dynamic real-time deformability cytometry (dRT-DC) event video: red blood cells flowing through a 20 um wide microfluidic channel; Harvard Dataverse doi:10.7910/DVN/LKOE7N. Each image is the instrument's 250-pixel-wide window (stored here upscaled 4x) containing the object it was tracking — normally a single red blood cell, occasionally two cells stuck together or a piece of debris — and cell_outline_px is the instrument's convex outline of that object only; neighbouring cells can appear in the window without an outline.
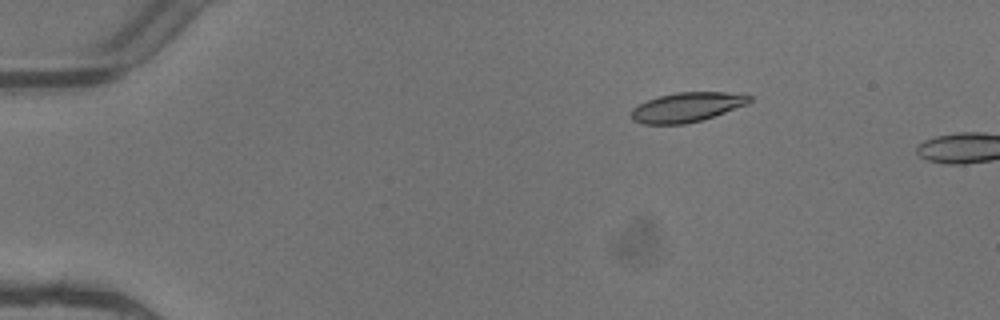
{"species": "common noctule bat (a hibernating species)", "species_latin": "Nyctalus noctula", "temperature_condition": "warm", "stored_images_in_passage": 5, "camera_frame_rate_fps": 3000, "um_per_image_px": 0.085, "animal": {"sex": "female"}, "frame": {"image": 1, "passage_image": 3, "time_ms": 0.667, "image_size_px": [1000, 320], "cell_outline_px": [[752, 100], [748, 104], [700, 120], [684, 124], [644, 124], [632, 120], [632, 108], [648, 100], [660, 96], [676, 92], [724, 92], [752, 96]], "centroid_in_image_um": [58.38, 9.11], "position_along_channel_um": 26.6, "area_um2": 20.0}}